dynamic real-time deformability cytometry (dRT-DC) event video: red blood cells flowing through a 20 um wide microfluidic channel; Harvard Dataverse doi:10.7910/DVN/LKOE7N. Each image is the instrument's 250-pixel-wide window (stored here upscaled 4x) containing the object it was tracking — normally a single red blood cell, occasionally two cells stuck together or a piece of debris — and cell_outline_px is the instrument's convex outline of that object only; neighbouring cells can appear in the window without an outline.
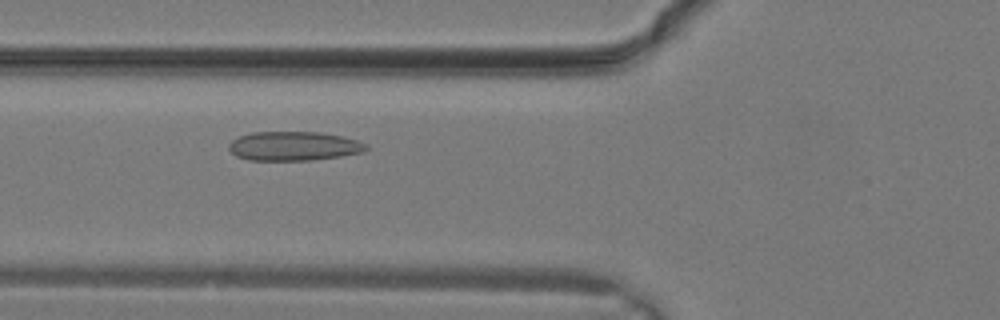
{"species": "common noctule bat (a hibernating species)", "species_latin": "Nyctalus noctula", "temperature_condition": "warm", "stored_images_in_passage": 23, "camera_frame_rate_fps": 3000, "um_per_image_px": 0.085, "animal": {"sex": "male", "body_mass_g": 19.2, "forearm_length_mm": 51.8}, "frame": {"image": 1, "passage_image": 4, "time_ms": 1.0, "image_size_px": [1000, 320], "cell_outline_px": [[368, 148], [364, 152], [340, 156], [312, 160], [248, 160], [236, 156], [228, 148], [228, 144], [232, 140], [240, 136], [252, 132], [320, 132], [344, 136], [368, 144]], "centroid_in_image_um": [24.98, 12.41], "position_along_channel_um": 100.8, "area_um2": 23.41}}
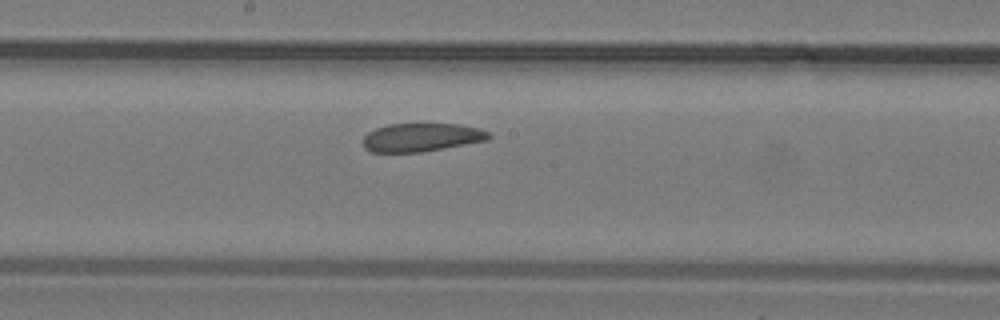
{"frame": {"image": 2, "passage_image": 9, "time_ms": 2.667, "image_size_px": [1000, 320], "cell_outline_px": [[492, 136], [488, 140], [420, 152], [372, 152], [364, 148], [364, 136], [368, 132], [376, 128], [388, 124], [460, 124], [476, 128], [488, 132]], "centroid_in_image_um": [35.81, 11.67], "position_along_channel_um": 212.4, "area_um2": 20.58}}
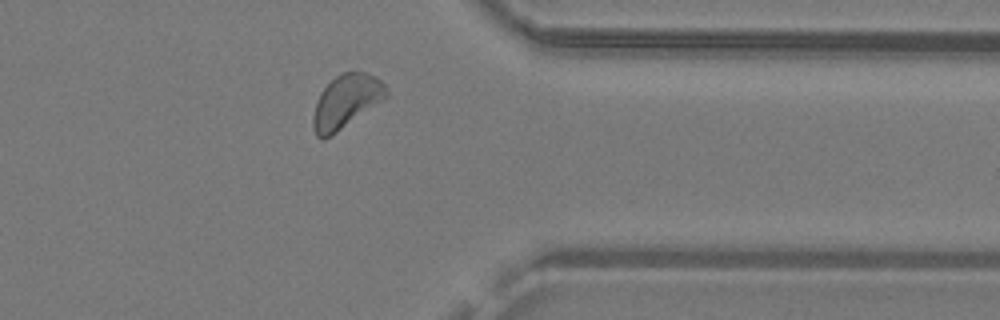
{"frame": {"image": 3, "passage_image": 17, "time_ms": 5.333, "image_size_px": [1000, 320], "cell_outline_px": [[388, 96], [332, 136], [324, 140], [316, 136], [312, 128], [312, 116], [316, 100], [320, 92], [336, 76], [344, 72], [368, 72], [376, 76], [384, 84], [388, 92]], "centroid_in_image_um": [29.39, 8.64], "position_along_channel_um": 382.0, "area_um2": 22.89}}